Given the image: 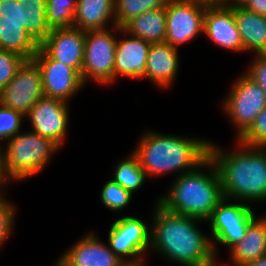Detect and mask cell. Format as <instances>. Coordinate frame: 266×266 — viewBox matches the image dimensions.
I'll return each mask as SVG.
<instances>
[{"instance_id": "40", "label": "cell", "mask_w": 266, "mask_h": 266, "mask_svg": "<svg viewBox=\"0 0 266 266\" xmlns=\"http://www.w3.org/2000/svg\"><path fill=\"white\" fill-rule=\"evenodd\" d=\"M55 266H61L58 262V260L56 261V263L54 264Z\"/></svg>"}, {"instance_id": "35", "label": "cell", "mask_w": 266, "mask_h": 266, "mask_svg": "<svg viewBox=\"0 0 266 266\" xmlns=\"http://www.w3.org/2000/svg\"><path fill=\"white\" fill-rule=\"evenodd\" d=\"M243 7L248 11L266 16V0H248Z\"/></svg>"}, {"instance_id": "22", "label": "cell", "mask_w": 266, "mask_h": 266, "mask_svg": "<svg viewBox=\"0 0 266 266\" xmlns=\"http://www.w3.org/2000/svg\"><path fill=\"white\" fill-rule=\"evenodd\" d=\"M234 18L241 36L244 52L266 53V16L233 7Z\"/></svg>"}, {"instance_id": "17", "label": "cell", "mask_w": 266, "mask_h": 266, "mask_svg": "<svg viewBox=\"0 0 266 266\" xmlns=\"http://www.w3.org/2000/svg\"><path fill=\"white\" fill-rule=\"evenodd\" d=\"M151 43L142 38H117L115 48L114 81L120 75L132 79L146 78V62Z\"/></svg>"}, {"instance_id": "27", "label": "cell", "mask_w": 266, "mask_h": 266, "mask_svg": "<svg viewBox=\"0 0 266 266\" xmlns=\"http://www.w3.org/2000/svg\"><path fill=\"white\" fill-rule=\"evenodd\" d=\"M168 0H115L116 26L123 27L132 18L148 10L165 7Z\"/></svg>"}, {"instance_id": "19", "label": "cell", "mask_w": 266, "mask_h": 266, "mask_svg": "<svg viewBox=\"0 0 266 266\" xmlns=\"http://www.w3.org/2000/svg\"><path fill=\"white\" fill-rule=\"evenodd\" d=\"M109 21L116 26L115 0H77L75 28L84 32L108 29Z\"/></svg>"}, {"instance_id": "3", "label": "cell", "mask_w": 266, "mask_h": 266, "mask_svg": "<svg viewBox=\"0 0 266 266\" xmlns=\"http://www.w3.org/2000/svg\"><path fill=\"white\" fill-rule=\"evenodd\" d=\"M210 141L147 131L133 152L147 177L196 169L209 157Z\"/></svg>"}, {"instance_id": "37", "label": "cell", "mask_w": 266, "mask_h": 266, "mask_svg": "<svg viewBox=\"0 0 266 266\" xmlns=\"http://www.w3.org/2000/svg\"><path fill=\"white\" fill-rule=\"evenodd\" d=\"M242 266H266V255L261 256L253 261L247 262Z\"/></svg>"}, {"instance_id": "28", "label": "cell", "mask_w": 266, "mask_h": 266, "mask_svg": "<svg viewBox=\"0 0 266 266\" xmlns=\"http://www.w3.org/2000/svg\"><path fill=\"white\" fill-rule=\"evenodd\" d=\"M133 194L125 190L112 179L108 180L100 191V200L102 204L111 211H120L126 208L132 200Z\"/></svg>"}, {"instance_id": "10", "label": "cell", "mask_w": 266, "mask_h": 266, "mask_svg": "<svg viewBox=\"0 0 266 266\" xmlns=\"http://www.w3.org/2000/svg\"><path fill=\"white\" fill-rule=\"evenodd\" d=\"M206 7L192 0H168L164 42L178 49V46L203 34Z\"/></svg>"}, {"instance_id": "2", "label": "cell", "mask_w": 266, "mask_h": 266, "mask_svg": "<svg viewBox=\"0 0 266 266\" xmlns=\"http://www.w3.org/2000/svg\"><path fill=\"white\" fill-rule=\"evenodd\" d=\"M237 142L239 148L228 153L209 144V157L218 170L223 196L247 204L266 202V148Z\"/></svg>"}, {"instance_id": "16", "label": "cell", "mask_w": 266, "mask_h": 266, "mask_svg": "<svg viewBox=\"0 0 266 266\" xmlns=\"http://www.w3.org/2000/svg\"><path fill=\"white\" fill-rule=\"evenodd\" d=\"M203 34L225 50L244 52L241 36L234 18V11L222 5L207 6Z\"/></svg>"}, {"instance_id": "21", "label": "cell", "mask_w": 266, "mask_h": 266, "mask_svg": "<svg viewBox=\"0 0 266 266\" xmlns=\"http://www.w3.org/2000/svg\"><path fill=\"white\" fill-rule=\"evenodd\" d=\"M231 266H242L266 255V216L255 217L248 225L245 237L230 248Z\"/></svg>"}, {"instance_id": "14", "label": "cell", "mask_w": 266, "mask_h": 266, "mask_svg": "<svg viewBox=\"0 0 266 266\" xmlns=\"http://www.w3.org/2000/svg\"><path fill=\"white\" fill-rule=\"evenodd\" d=\"M39 46L52 59L72 67L81 75L85 50L84 31L75 27L51 29Z\"/></svg>"}, {"instance_id": "13", "label": "cell", "mask_w": 266, "mask_h": 266, "mask_svg": "<svg viewBox=\"0 0 266 266\" xmlns=\"http://www.w3.org/2000/svg\"><path fill=\"white\" fill-rule=\"evenodd\" d=\"M68 105V102L57 98L44 96L39 99L25 116L31 122V131L52 139L62 147L69 121Z\"/></svg>"}, {"instance_id": "32", "label": "cell", "mask_w": 266, "mask_h": 266, "mask_svg": "<svg viewBox=\"0 0 266 266\" xmlns=\"http://www.w3.org/2000/svg\"><path fill=\"white\" fill-rule=\"evenodd\" d=\"M4 190H0V248L7 241L14 227V219L17 212L14 204L5 199Z\"/></svg>"}, {"instance_id": "8", "label": "cell", "mask_w": 266, "mask_h": 266, "mask_svg": "<svg viewBox=\"0 0 266 266\" xmlns=\"http://www.w3.org/2000/svg\"><path fill=\"white\" fill-rule=\"evenodd\" d=\"M117 37L110 29L85 32V50L81 77L83 83H114L115 48Z\"/></svg>"}, {"instance_id": "36", "label": "cell", "mask_w": 266, "mask_h": 266, "mask_svg": "<svg viewBox=\"0 0 266 266\" xmlns=\"http://www.w3.org/2000/svg\"><path fill=\"white\" fill-rule=\"evenodd\" d=\"M248 0H223L222 6L226 7H243Z\"/></svg>"}, {"instance_id": "11", "label": "cell", "mask_w": 266, "mask_h": 266, "mask_svg": "<svg viewBox=\"0 0 266 266\" xmlns=\"http://www.w3.org/2000/svg\"><path fill=\"white\" fill-rule=\"evenodd\" d=\"M44 97L42 75L33 60H26L17 74L0 92V104L26 116Z\"/></svg>"}, {"instance_id": "31", "label": "cell", "mask_w": 266, "mask_h": 266, "mask_svg": "<svg viewBox=\"0 0 266 266\" xmlns=\"http://www.w3.org/2000/svg\"><path fill=\"white\" fill-rule=\"evenodd\" d=\"M25 61V58L16 53L0 49V92Z\"/></svg>"}, {"instance_id": "34", "label": "cell", "mask_w": 266, "mask_h": 266, "mask_svg": "<svg viewBox=\"0 0 266 266\" xmlns=\"http://www.w3.org/2000/svg\"><path fill=\"white\" fill-rule=\"evenodd\" d=\"M0 21L19 22L22 25L21 2L0 0Z\"/></svg>"}, {"instance_id": "39", "label": "cell", "mask_w": 266, "mask_h": 266, "mask_svg": "<svg viewBox=\"0 0 266 266\" xmlns=\"http://www.w3.org/2000/svg\"><path fill=\"white\" fill-rule=\"evenodd\" d=\"M5 187V184H4V180H3V177H2V173H1V155H0V189H4Z\"/></svg>"}, {"instance_id": "1", "label": "cell", "mask_w": 266, "mask_h": 266, "mask_svg": "<svg viewBox=\"0 0 266 266\" xmlns=\"http://www.w3.org/2000/svg\"><path fill=\"white\" fill-rule=\"evenodd\" d=\"M151 225L150 250L182 266H218L213 241L196 223L202 220L171 212L158 201Z\"/></svg>"}, {"instance_id": "33", "label": "cell", "mask_w": 266, "mask_h": 266, "mask_svg": "<svg viewBox=\"0 0 266 266\" xmlns=\"http://www.w3.org/2000/svg\"><path fill=\"white\" fill-rule=\"evenodd\" d=\"M250 63L245 73L256 81L266 93V53L256 54V59Z\"/></svg>"}, {"instance_id": "4", "label": "cell", "mask_w": 266, "mask_h": 266, "mask_svg": "<svg viewBox=\"0 0 266 266\" xmlns=\"http://www.w3.org/2000/svg\"><path fill=\"white\" fill-rule=\"evenodd\" d=\"M204 169L209 171L205 173ZM223 198L218 170L208 157L196 169L177 175L168 192L161 195L158 202L171 212L206 222Z\"/></svg>"}, {"instance_id": "25", "label": "cell", "mask_w": 266, "mask_h": 266, "mask_svg": "<svg viewBox=\"0 0 266 266\" xmlns=\"http://www.w3.org/2000/svg\"><path fill=\"white\" fill-rule=\"evenodd\" d=\"M145 179H147V175L134 152L119 162L112 178L114 182L132 194L142 187Z\"/></svg>"}, {"instance_id": "26", "label": "cell", "mask_w": 266, "mask_h": 266, "mask_svg": "<svg viewBox=\"0 0 266 266\" xmlns=\"http://www.w3.org/2000/svg\"><path fill=\"white\" fill-rule=\"evenodd\" d=\"M77 0H46V21L50 29L74 27Z\"/></svg>"}, {"instance_id": "18", "label": "cell", "mask_w": 266, "mask_h": 266, "mask_svg": "<svg viewBox=\"0 0 266 266\" xmlns=\"http://www.w3.org/2000/svg\"><path fill=\"white\" fill-rule=\"evenodd\" d=\"M178 49L170 44L152 43L147 56L146 77L160 88H169L179 69Z\"/></svg>"}, {"instance_id": "20", "label": "cell", "mask_w": 266, "mask_h": 266, "mask_svg": "<svg viewBox=\"0 0 266 266\" xmlns=\"http://www.w3.org/2000/svg\"><path fill=\"white\" fill-rule=\"evenodd\" d=\"M113 31L142 38L149 43H163L166 38V6L148 10Z\"/></svg>"}, {"instance_id": "24", "label": "cell", "mask_w": 266, "mask_h": 266, "mask_svg": "<svg viewBox=\"0 0 266 266\" xmlns=\"http://www.w3.org/2000/svg\"><path fill=\"white\" fill-rule=\"evenodd\" d=\"M21 2L22 25L31 38L40 45L51 31L46 21V0H18Z\"/></svg>"}, {"instance_id": "6", "label": "cell", "mask_w": 266, "mask_h": 266, "mask_svg": "<svg viewBox=\"0 0 266 266\" xmlns=\"http://www.w3.org/2000/svg\"><path fill=\"white\" fill-rule=\"evenodd\" d=\"M230 88L223 102L224 114L237 130V140L254 123L257 115L266 107V93L245 72Z\"/></svg>"}, {"instance_id": "30", "label": "cell", "mask_w": 266, "mask_h": 266, "mask_svg": "<svg viewBox=\"0 0 266 266\" xmlns=\"http://www.w3.org/2000/svg\"><path fill=\"white\" fill-rule=\"evenodd\" d=\"M238 141L245 145L266 148V107L257 115L254 123Z\"/></svg>"}, {"instance_id": "15", "label": "cell", "mask_w": 266, "mask_h": 266, "mask_svg": "<svg viewBox=\"0 0 266 266\" xmlns=\"http://www.w3.org/2000/svg\"><path fill=\"white\" fill-rule=\"evenodd\" d=\"M58 262L61 266H128L92 231L75 242Z\"/></svg>"}, {"instance_id": "29", "label": "cell", "mask_w": 266, "mask_h": 266, "mask_svg": "<svg viewBox=\"0 0 266 266\" xmlns=\"http://www.w3.org/2000/svg\"><path fill=\"white\" fill-rule=\"evenodd\" d=\"M25 116L11 108L0 104V148L5 140H9L21 131L22 120Z\"/></svg>"}, {"instance_id": "5", "label": "cell", "mask_w": 266, "mask_h": 266, "mask_svg": "<svg viewBox=\"0 0 266 266\" xmlns=\"http://www.w3.org/2000/svg\"><path fill=\"white\" fill-rule=\"evenodd\" d=\"M0 148L1 173L4 184L21 181L41 172L61 147L52 139L37 133L19 132Z\"/></svg>"}, {"instance_id": "12", "label": "cell", "mask_w": 266, "mask_h": 266, "mask_svg": "<svg viewBox=\"0 0 266 266\" xmlns=\"http://www.w3.org/2000/svg\"><path fill=\"white\" fill-rule=\"evenodd\" d=\"M32 60L41 71L45 97L69 103L70 98L84 88L82 77L75 69L52 59L40 46Z\"/></svg>"}, {"instance_id": "7", "label": "cell", "mask_w": 266, "mask_h": 266, "mask_svg": "<svg viewBox=\"0 0 266 266\" xmlns=\"http://www.w3.org/2000/svg\"><path fill=\"white\" fill-rule=\"evenodd\" d=\"M108 246L128 266H145L151 244V225L137 217L123 216L111 224Z\"/></svg>"}, {"instance_id": "9", "label": "cell", "mask_w": 266, "mask_h": 266, "mask_svg": "<svg viewBox=\"0 0 266 266\" xmlns=\"http://www.w3.org/2000/svg\"><path fill=\"white\" fill-rule=\"evenodd\" d=\"M223 198L213 210L210 218L212 241L217 256V245L228 246L230 249L237 242H240L247 231L249 223L256 217L255 212L249 204L235 200L231 202ZM218 243V244H217Z\"/></svg>"}, {"instance_id": "38", "label": "cell", "mask_w": 266, "mask_h": 266, "mask_svg": "<svg viewBox=\"0 0 266 266\" xmlns=\"http://www.w3.org/2000/svg\"><path fill=\"white\" fill-rule=\"evenodd\" d=\"M192 1H197L207 6L222 5L223 2V0H192Z\"/></svg>"}, {"instance_id": "23", "label": "cell", "mask_w": 266, "mask_h": 266, "mask_svg": "<svg viewBox=\"0 0 266 266\" xmlns=\"http://www.w3.org/2000/svg\"><path fill=\"white\" fill-rule=\"evenodd\" d=\"M0 49L16 53L26 60H32L39 45L19 22L0 21Z\"/></svg>"}]
</instances>
